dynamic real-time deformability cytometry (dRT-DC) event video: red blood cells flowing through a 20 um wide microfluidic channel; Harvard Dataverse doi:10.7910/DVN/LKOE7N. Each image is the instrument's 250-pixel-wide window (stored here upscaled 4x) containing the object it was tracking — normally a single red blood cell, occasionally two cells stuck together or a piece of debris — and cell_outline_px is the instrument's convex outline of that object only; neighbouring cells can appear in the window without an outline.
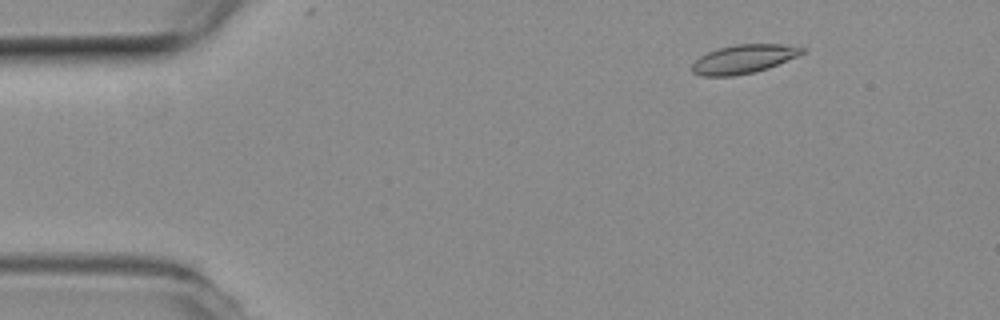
{"species": "common noctule bat (a hibernating species)", "species_latin": "Nyctalus noctula", "temperature_condition": "room temperature", "stored_images_in_passage": 18, "camera_frame_rate_fps": 3000, "um_per_image_px": 0.085, "animal": {"sex": "female", "body_mass_g": 19.3, "forearm_length_mm": 54.1}, "frame": {"image": 1, "passage_image": 5, "time_ms": 1.333, "image_size_px": [1000, 320], "cell_outline_px": [[804, 52], [796, 56], [768, 68], [756, 72], [732, 76], [700, 76], [692, 72], [692, 64], [700, 56], [716, 48], [736, 44], [784, 44], [804, 48]], "centroid_in_image_um": [63.16, 5.02], "position_along_channel_um": 21.8, "area_um2": 18.38}}
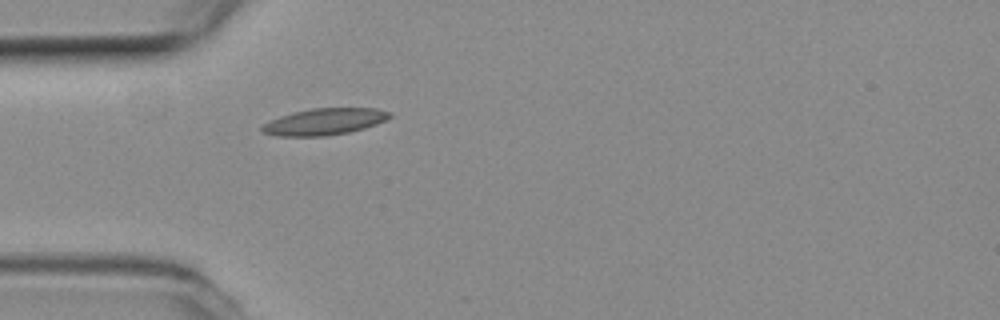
{"frame": {"image": 2, "passage_image": 14, "time_ms": 4.333, "image_size_px": [1000, 320], "cell_outline_px": [[392, 116], [376, 124], [364, 128], [348, 132], [324, 136], [276, 136], [264, 132], [260, 128], [268, 120], [292, 112], [312, 108], [376, 108], [392, 112]], "centroid_in_image_um": [27.56, 10.33], "position_along_channel_um": 57.4, "area_um2": 19.77}}
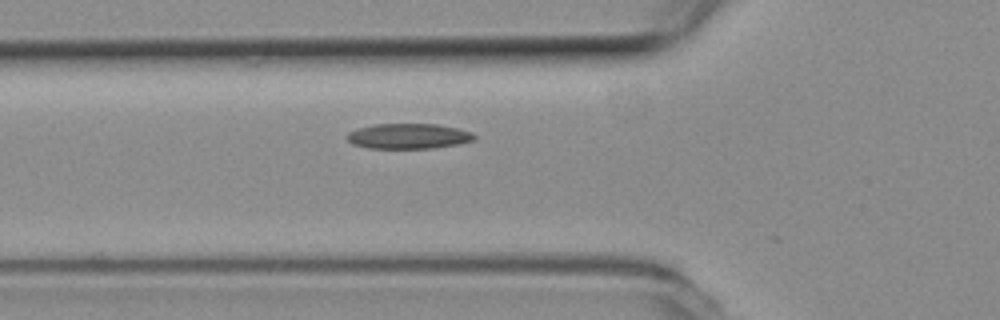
{"frame": {"image": 3, "passage_image": 17, "time_ms": 5.333, "image_size_px": [1000, 320], "cell_outline_px": [[476, 140], [456, 144], [432, 148], [368, 148], [352, 144], [344, 136], [348, 132], [372, 124], [436, 124], [456, 128], [472, 132], [476, 136]], "centroid_in_image_um": [34.7, 11.57], "position_along_channel_um": 91.1, "area_um2": 18.73}}